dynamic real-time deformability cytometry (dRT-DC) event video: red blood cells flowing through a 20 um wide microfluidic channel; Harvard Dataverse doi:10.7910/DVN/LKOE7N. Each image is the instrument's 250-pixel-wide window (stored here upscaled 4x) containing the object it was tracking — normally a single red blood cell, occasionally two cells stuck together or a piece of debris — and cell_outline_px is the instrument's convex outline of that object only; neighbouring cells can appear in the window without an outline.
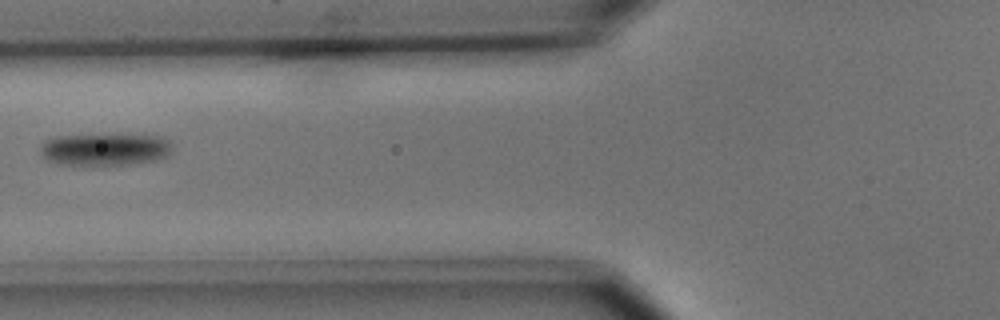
{"species": "common noctule bat (a hibernating species)", "species_latin": "Nyctalus noctula", "temperature_condition": "cold", "stored_images_in_passage": 3, "camera_frame_rate_fps": 3000, "um_per_image_px": 0.085, "animal": {"sex": "male", "body_mass_g": 15.6}, "frame": {"image": 1, "passage_image": 3, "time_ms": 2.333, "image_size_px": [1000, 320], "cell_outline_px": [[172, 152], [168, 156], [156, 160], [132, 164], [88, 168], [84, 168], [56, 164], [44, 160], [40, 152], [40, 144], [44, 140], [56, 136], [164, 136], [172, 144]], "centroid_in_image_um": [8.85, 12.77], "position_along_channel_um": 116.9, "area_um2": 25.72}}